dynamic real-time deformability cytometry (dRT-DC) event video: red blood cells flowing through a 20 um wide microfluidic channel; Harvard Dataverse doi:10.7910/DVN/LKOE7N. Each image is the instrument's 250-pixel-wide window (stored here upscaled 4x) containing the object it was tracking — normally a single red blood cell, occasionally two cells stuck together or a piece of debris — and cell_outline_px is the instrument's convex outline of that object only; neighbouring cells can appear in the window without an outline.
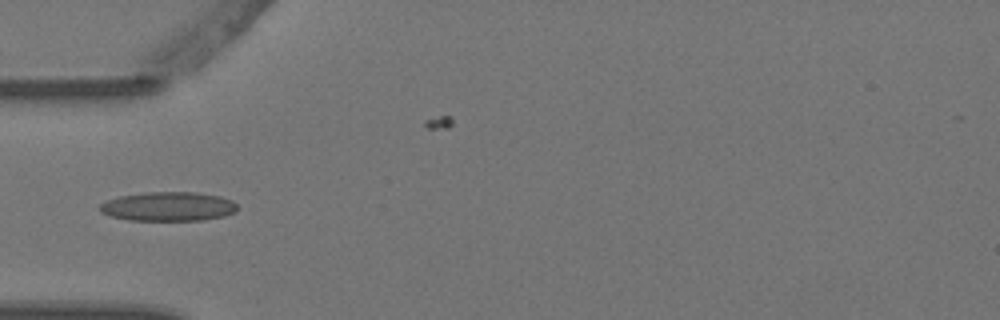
{"species": "Egyptian fruit bat (a non-hibernating species)", "species_latin": "Rousettus aegyptiacus", "temperature_condition": "warm", "stored_images_in_passage": 1, "camera_frame_rate_fps": 3000, "um_per_image_px": 0.085, "animal": {"sex": "female"}, "frame": {"image": 1, "passage_image": 1, "time_ms": 0.0, "image_size_px": [1000, 320], "cell_outline_px": [[236, 212], [224, 216], [204, 220], [128, 220], [108, 216], [100, 212], [100, 204], [108, 200], [120, 196], [148, 192], [196, 192], [220, 196], [232, 200], [236, 204]], "centroid_in_image_um": [14.31, 17.55], "position_along_channel_um": 70.7, "area_um2": 23.41}}